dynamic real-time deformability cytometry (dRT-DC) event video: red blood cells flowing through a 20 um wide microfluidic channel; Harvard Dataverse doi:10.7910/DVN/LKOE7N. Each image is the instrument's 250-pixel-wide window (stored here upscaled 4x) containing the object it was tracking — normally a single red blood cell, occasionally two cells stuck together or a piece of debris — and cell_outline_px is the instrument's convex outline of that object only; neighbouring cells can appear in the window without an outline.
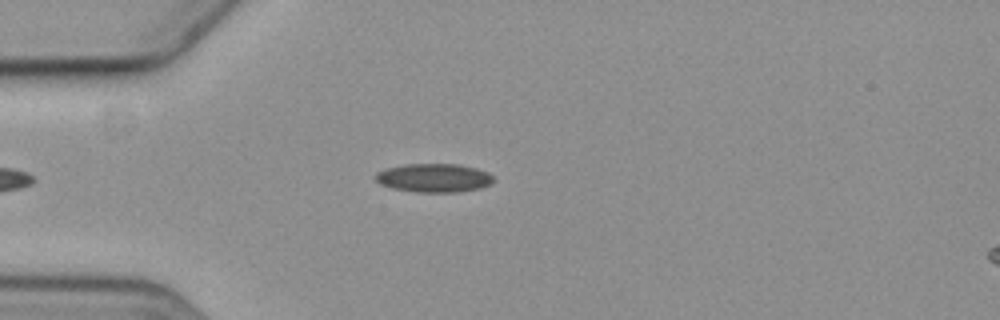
{"species": "common noctule bat (a hibernating species)", "species_latin": "Nyctalus noctula", "temperature_condition": "cold", "stored_images_in_passage": 3, "camera_frame_rate_fps": 3000, "um_per_image_px": 0.085, "animal": {"sex": "female", "body_mass_g": 19.3, "forearm_length_mm": 54.1}, "frame": {"image": 1, "passage_image": 3, "time_ms": 2.333, "image_size_px": [1000, 320], "cell_outline_px": [[496, 180], [492, 184], [480, 188], [456, 192], [416, 192], [392, 188], [380, 184], [376, 180], [376, 172], [384, 168], [404, 164], [460, 164], [476, 168], [488, 172]], "centroid_in_image_um": [36.89, 15.11], "position_along_channel_um": 48.1, "area_um2": 19.88}}